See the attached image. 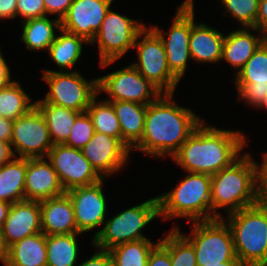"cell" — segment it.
Here are the masks:
<instances>
[{"label": "cell", "mask_w": 267, "mask_h": 266, "mask_svg": "<svg viewBox=\"0 0 267 266\" xmlns=\"http://www.w3.org/2000/svg\"><path fill=\"white\" fill-rule=\"evenodd\" d=\"M162 95L147 105L144 132L135 149L157 156L169 152L173 157L202 122L190 109L169 102L172 93Z\"/></svg>", "instance_id": "6da1fadb"}, {"label": "cell", "mask_w": 267, "mask_h": 266, "mask_svg": "<svg viewBox=\"0 0 267 266\" xmlns=\"http://www.w3.org/2000/svg\"><path fill=\"white\" fill-rule=\"evenodd\" d=\"M257 107H265L267 108V95L264 97V99L258 104Z\"/></svg>", "instance_id": "f907efd6"}, {"label": "cell", "mask_w": 267, "mask_h": 266, "mask_svg": "<svg viewBox=\"0 0 267 266\" xmlns=\"http://www.w3.org/2000/svg\"><path fill=\"white\" fill-rule=\"evenodd\" d=\"M87 113L92 119L95 132L116 137L122 142L120 123L109 100L96 103L95 96L87 108Z\"/></svg>", "instance_id": "d6a6232c"}, {"label": "cell", "mask_w": 267, "mask_h": 266, "mask_svg": "<svg viewBox=\"0 0 267 266\" xmlns=\"http://www.w3.org/2000/svg\"><path fill=\"white\" fill-rule=\"evenodd\" d=\"M158 215V197L131 207L106 221L105 226L94 236L93 244L100 249L109 250L122 243L147 239L140 230Z\"/></svg>", "instance_id": "8992f818"}, {"label": "cell", "mask_w": 267, "mask_h": 266, "mask_svg": "<svg viewBox=\"0 0 267 266\" xmlns=\"http://www.w3.org/2000/svg\"><path fill=\"white\" fill-rule=\"evenodd\" d=\"M147 266H172L169 252L159 242L150 252Z\"/></svg>", "instance_id": "74e56055"}, {"label": "cell", "mask_w": 267, "mask_h": 266, "mask_svg": "<svg viewBox=\"0 0 267 266\" xmlns=\"http://www.w3.org/2000/svg\"><path fill=\"white\" fill-rule=\"evenodd\" d=\"M258 165L249 154L211 176L212 210L230 206L229 213L259 202ZM255 186L257 187L255 189Z\"/></svg>", "instance_id": "3957f363"}, {"label": "cell", "mask_w": 267, "mask_h": 266, "mask_svg": "<svg viewBox=\"0 0 267 266\" xmlns=\"http://www.w3.org/2000/svg\"><path fill=\"white\" fill-rule=\"evenodd\" d=\"M244 145L245 138L239 132L205 127L201 123L173 158L189 173L212 176L236 161Z\"/></svg>", "instance_id": "7a4b0ae2"}, {"label": "cell", "mask_w": 267, "mask_h": 266, "mask_svg": "<svg viewBox=\"0 0 267 266\" xmlns=\"http://www.w3.org/2000/svg\"><path fill=\"white\" fill-rule=\"evenodd\" d=\"M10 145H15L19 158H44L53 147L49 129L39 109L35 106L28 113L13 121ZM45 152V155L43 154Z\"/></svg>", "instance_id": "7c38bea8"}, {"label": "cell", "mask_w": 267, "mask_h": 266, "mask_svg": "<svg viewBox=\"0 0 267 266\" xmlns=\"http://www.w3.org/2000/svg\"><path fill=\"white\" fill-rule=\"evenodd\" d=\"M44 117L49 129L50 137L54 145L64 144L80 112L63 106L47 103L44 100L35 102Z\"/></svg>", "instance_id": "484cf974"}, {"label": "cell", "mask_w": 267, "mask_h": 266, "mask_svg": "<svg viewBox=\"0 0 267 266\" xmlns=\"http://www.w3.org/2000/svg\"><path fill=\"white\" fill-rule=\"evenodd\" d=\"M152 29L160 36L164 44L167 64L171 73L180 80L185 73L187 60L191 58L189 50L190 0H186L179 7L168 40L164 38L158 27Z\"/></svg>", "instance_id": "5bb4252c"}, {"label": "cell", "mask_w": 267, "mask_h": 266, "mask_svg": "<svg viewBox=\"0 0 267 266\" xmlns=\"http://www.w3.org/2000/svg\"><path fill=\"white\" fill-rule=\"evenodd\" d=\"M13 135V120L0 117V140L10 143Z\"/></svg>", "instance_id": "ee69618b"}, {"label": "cell", "mask_w": 267, "mask_h": 266, "mask_svg": "<svg viewBox=\"0 0 267 266\" xmlns=\"http://www.w3.org/2000/svg\"><path fill=\"white\" fill-rule=\"evenodd\" d=\"M1 230L8 247L25 237L42 232L40 202L25 199L12 203Z\"/></svg>", "instance_id": "d6986e66"}, {"label": "cell", "mask_w": 267, "mask_h": 266, "mask_svg": "<svg viewBox=\"0 0 267 266\" xmlns=\"http://www.w3.org/2000/svg\"><path fill=\"white\" fill-rule=\"evenodd\" d=\"M15 156L14 151L11 148L10 143L0 140V165L10 161V158Z\"/></svg>", "instance_id": "bcb514c9"}, {"label": "cell", "mask_w": 267, "mask_h": 266, "mask_svg": "<svg viewBox=\"0 0 267 266\" xmlns=\"http://www.w3.org/2000/svg\"><path fill=\"white\" fill-rule=\"evenodd\" d=\"M265 40V36L256 38L246 29L233 31L224 38L221 60L241 69Z\"/></svg>", "instance_id": "d4e9b609"}, {"label": "cell", "mask_w": 267, "mask_h": 266, "mask_svg": "<svg viewBox=\"0 0 267 266\" xmlns=\"http://www.w3.org/2000/svg\"><path fill=\"white\" fill-rule=\"evenodd\" d=\"M30 98L20 87L13 82L7 88L0 90V117L15 120L28 113L35 103H29Z\"/></svg>", "instance_id": "1f68e13d"}, {"label": "cell", "mask_w": 267, "mask_h": 266, "mask_svg": "<svg viewBox=\"0 0 267 266\" xmlns=\"http://www.w3.org/2000/svg\"><path fill=\"white\" fill-rule=\"evenodd\" d=\"M97 79L98 93L104 90L112 98L110 101H129L148 105L155 100L148 99L150 95L157 98L162 94L133 65Z\"/></svg>", "instance_id": "4fadbf2b"}, {"label": "cell", "mask_w": 267, "mask_h": 266, "mask_svg": "<svg viewBox=\"0 0 267 266\" xmlns=\"http://www.w3.org/2000/svg\"><path fill=\"white\" fill-rule=\"evenodd\" d=\"M42 232L46 235L80 233L78 231L72 201L64 194L40 201Z\"/></svg>", "instance_id": "44dd1931"}, {"label": "cell", "mask_w": 267, "mask_h": 266, "mask_svg": "<svg viewBox=\"0 0 267 266\" xmlns=\"http://www.w3.org/2000/svg\"><path fill=\"white\" fill-rule=\"evenodd\" d=\"M79 233L46 235L47 266H73L77 260Z\"/></svg>", "instance_id": "f1b7e54d"}, {"label": "cell", "mask_w": 267, "mask_h": 266, "mask_svg": "<svg viewBox=\"0 0 267 266\" xmlns=\"http://www.w3.org/2000/svg\"><path fill=\"white\" fill-rule=\"evenodd\" d=\"M192 237L184 236L194 247L197 266H214L233 260V236L223 218L194 222Z\"/></svg>", "instance_id": "52a82bcc"}, {"label": "cell", "mask_w": 267, "mask_h": 266, "mask_svg": "<svg viewBox=\"0 0 267 266\" xmlns=\"http://www.w3.org/2000/svg\"><path fill=\"white\" fill-rule=\"evenodd\" d=\"M144 28L141 23L109 9L102 21L100 30L90 42L94 43L98 40L101 66L105 67L113 63L129 48L134 47L137 36Z\"/></svg>", "instance_id": "30bf717a"}, {"label": "cell", "mask_w": 267, "mask_h": 266, "mask_svg": "<svg viewBox=\"0 0 267 266\" xmlns=\"http://www.w3.org/2000/svg\"><path fill=\"white\" fill-rule=\"evenodd\" d=\"M159 243L169 252L172 266H197L193 245L177 228Z\"/></svg>", "instance_id": "836d02e7"}, {"label": "cell", "mask_w": 267, "mask_h": 266, "mask_svg": "<svg viewBox=\"0 0 267 266\" xmlns=\"http://www.w3.org/2000/svg\"><path fill=\"white\" fill-rule=\"evenodd\" d=\"M26 158L0 165V200L15 203L25 200Z\"/></svg>", "instance_id": "4316f807"}, {"label": "cell", "mask_w": 267, "mask_h": 266, "mask_svg": "<svg viewBox=\"0 0 267 266\" xmlns=\"http://www.w3.org/2000/svg\"><path fill=\"white\" fill-rule=\"evenodd\" d=\"M214 266H245L237 257L231 261L220 263L219 265Z\"/></svg>", "instance_id": "681fc988"}, {"label": "cell", "mask_w": 267, "mask_h": 266, "mask_svg": "<svg viewBox=\"0 0 267 266\" xmlns=\"http://www.w3.org/2000/svg\"><path fill=\"white\" fill-rule=\"evenodd\" d=\"M255 30L263 31L267 39V0H259Z\"/></svg>", "instance_id": "b9f144b4"}, {"label": "cell", "mask_w": 267, "mask_h": 266, "mask_svg": "<svg viewBox=\"0 0 267 266\" xmlns=\"http://www.w3.org/2000/svg\"><path fill=\"white\" fill-rule=\"evenodd\" d=\"M94 126L90 115L86 112L80 113L75 121L70 135L64 145L75 149H82L94 134Z\"/></svg>", "instance_id": "d590c367"}, {"label": "cell", "mask_w": 267, "mask_h": 266, "mask_svg": "<svg viewBox=\"0 0 267 266\" xmlns=\"http://www.w3.org/2000/svg\"><path fill=\"white\" fill-rule=\"evenodd\" d=\"M23 35L22 39L30 50L49 49L56 39L54 27L61 30V20H49L46 16L33 18L22 22Z\"/></svg>", "instance_id": "83f0119b"}, {"label": "cell", "mask_w": 267, "mask_h": 266, "mask_svg": "<svg viewBox=\"0 0 267 266\" xmlns=\"http://www.w3.org/2000/svg\"><path fill=\"white\" fill-rule=\"evenodd\" d=\"M110 102L120 123L122 143L131 150L142 138L147 105L129 101Z\"/></svg>", "instance_id": "603a6c76"}, {"label": "cell", "mask_w": 267, "mask_h": 266, "mask_svg": "<svg viewBox=\"0 0 267 266\" xmlns=\"http://www.w3.org/2000/svg\"><path fill=\"white\" fill-rule=\"evenodd\" d=\"M5 266H47L46 234L39 232L9 246Z\"/></svg>", "instance_id": "cb8c5ba5"}, {"label": "cell", "mask_w": 267, "mask_h": 266, "mask_svg": "<svg viewBox=\"0 0 267 266\" xmlns=\"http://www.w3.org/2000/svg\"><path fill=\"white\" fill-rule=\"evenodd\" d=\"M17 0H0V18L16 17Z\"/></svg>", "instance_id": "7bdbcfd3"}, {"label": "cell", "mask_w": 267, "mask_h": 266, "mask_svg": "<svg viewBox=\"0 0 267 266\" xmlns=\"http://www.w3.org/2000/svg\"><path fill=\"white\" fill-rule=\"evenodd\" d=\"M153 245L148 239L130 241L109 249L114 266H147Z\"/></svg>", "instance_id": "4dcf8cb0"}, {"label": "cell", "mask_w": 267, "mask_h": 266, "mask_svg": "<svg viewBox=\"0 0 267 266\" xmlns=\"http://www.w3.org/2000/svg\"><path fill=\"white\" fill-rule=\"evenodd\" d=\"M225 36L204 24L194 23L193 1L190 0L189 50L192 59L199 62H218L222 58Z\"/></svg>", "instance_id": "7402d4cb"}, {"label": "cell", "mask_w": 267, "mask_h": 266, "mask_svg": "<svg viewBox=\"0 0 267 266\" xmlns=\"http://www.w3.org/2000/svg\"><path fill=\"white\" fill-rule=\"evenodd\" d=\"M102 183L103 179L95 184L66 192L72 201L75 222L80 233L104 223L106 200L101 188Z\"/></svg>", "instance_id": "2e32d148"}, {"label": "cell", "mask_w": 267, "mask_h": 266, "mask_svg": "<svg viewBox=\"0 0 267 266\" xmlns=\"http://www.w3.org/2000/svg\"><path fill=\"white\" fill-rule=\"evenodd\" d=\"M14 81H10V72L5 60L0 54V90L7 88Z\"/></svg>", "instance_id": "f6af8a7d"}, {"label": "cell", "mask_w": 267, "mask_h": 266, "mask_svg": "<svg viewBox=\"0 0 267 266\" xmlns=\"http://www.w3.org/2000/svg\"><path fill=\"white\" fill-rule=\"evenodd\" d=\"M44 80L50 85L45 102L86 112L92 99L98 93V79L87 82L77 72L45 70Z\"/></svg>", "instance_id": "9c48e42d"}, {"label": "cell", "mask_w": 267, "mask_h": 266, "mask_svg": "<svg viewBox=\"0 0 267 266\" xmlns=\"http://www.w3.org/2000/svg\"><path fill=\"white\" fill-rule=\"evenodd\" d=\"M65 192L82 186H89L102 180L80 149L56 144L48 156Z\"/></svg>", "instance_id": "8fae6325"}, {"label": "cell", "mask_w": 267, "mask_h": 266, "mask_svg": "<svg viewBox=\"0 0 267 266\" xmlns=\"http://www.w3.org/2000/svg\"><path fill=\"white\" fill-rule=\"evenodd\" d=\"M8 258V246L5 244L2 230L0 229V260L6 264Z\"/></svg>", "instance_id": "c3c4849f"}, {"label": "cell", "mask_w": 267, "mask_h": 266, "mask_svg": "<svg viewBox=\"0 0 267 266\" xmlns=\"http://www.w3.org/2000/svg\"><path fill=\"white\" fill-rule=\"evenodd\" d=\"M46 13L59 15V20H62L69 11L73 0H43Z\"/></svg>", "instance_id": "f35d334b"}, {"label": "cell", "mask_w": 267, "mask_h": 266, "mask_svg": "<svg viewBox=\"0 0 267 266\" xmlns=\"http://www.w3.org/2000/svg\"><path fill=\"white\" fill-rule=\"evenodd\" d=\"M263 161L261 168H258L259 203L267 207V154H265Z\"/></svg>", "instance_id": "ab89813d"}, {"label": "cell", "mask_w": 267, "mask_h": 266, "mask_svg": "<svg viewBox=\"0 0 267 266\" xmlns=\"http://www.w3.org/2000/svg\"><path fill=\"white\" fill-rule=\"evenodd\" d=\"M11 203L0 200V229L3 228Z\"/></svg>", "instance_id": "7dc6e473"}, {"label": "cell", "mask_w": 267, "mask_h": 266, "mask_svg": "<svg viewBox=\"0 0 267 266\" xmlns=\"http://www.w3.org/2000/svg\"><path fill=\"white\" fill-rule=\"evenodd\" d=\"M236 77L241 98L257 107L267 95V39L239 70Z\"/></svg>", "instance_id": "ac0fdd59"}, {"label": "cell", "mask_w": 267, "mask_h": 266, "mask_svg": "<svg viewBox=\"0 0 267 266\" xmlns=\"http://www.w3.org/2000/svg\"><path fill=\"white\" fill-rule=\"evenodd\" d=\"M228 214L236 257L245 266H267V207L258 202Z\"/></svg>", "instance_id": "277c9868"}, {"label": "cell", "mask_w": 267, "mask_h": 266, "mask_svg": "<svg viewBox=\"0 0 267 266\" xmlns=\"http://www.w3.org/2000/svg\"><path fill=\"white\" fill-rule=\"evenodd\" d=\"M140 43H137L139 37L143 34ZM137 47L139 63L133 64L137 71L147 79L156 89L163 93H172L179 80L171 73L166 58L164 44L160 36L150 29L147 32L145 27L137 36L134 48Z\"/></svg>", "instance_id": "ba28073f"}, {"label": "cell", "mask_w": 267, "mask_h": 266, "mask_svg": "<svg viewBox=\"0 0 267 266\" xmlns=\"http://www.w3.org/2000/svg\"><path fill=\"white\" fill-rule=\"evenodd\" d=\"M79 266H114L109 250L101 249L94 254L89 260L79 264Z\"/></svg>", "instance_id": "60d3db41"}, {"label": "cell", "mask_w": 267, "mask_h": 266, "mask_svg": "<svg viewBox=\"0 0 267 266\" xmlns=\"http://www.w3.org/2000/svg\"><path fill=\"white\" fill-rule=\"evenodd\" d=\"M63 35L56 37L48 49L51 58L61 68L72 67L82 52V42H88L84 37L72 34L63 29Z\"/></svg>", "instance_id": "f546056e"}, {"label": "cell", "mask_w": 267, "mask_h": 266, "mask_svg": "<svg viewBox=\"0 0 267 266\" xmlns=\"http://www.w3.org/2000/svg\"><path fill=\"white\" fill-rule=\"evenodd\" d=\"M56 171L43 158H26L25 199L43 201L64 194Z\"/></svg>", "instance_id": "ffe728a7"}, {"label": "cell", "mask_w": 267, "mask_h": 266, "mask_svg": "<svg viewBox=\"0 0 267 266\" xmlns=\"http://www.w3.org/2000/svg\"><path fill=\"white\" fill-rule=\"evenodd\" d=\"M160 215L164 219L171 217H188L192 221L213 220L221 215L205 212L212 210L211 203V175L190 173L176 189L158 197Z\"/></svg>", "instance_id": "5b68a950"}, {"label": "cell", "mask_w": 267, "mask_h": 266, "mask_svg": "<svg viewBox=\"0 0 267 266\" xmlns=\"http://www.w3.org/2000/svg\"><path fill=\"white\" fill-rule=\"evenodd\" d=\"M227 11L246 28L256 29L259 0H221Z\"/></svg>", "instance_id": "e575fe53"}, {"label": "cell", "mask_w": 267, "mask_h": 266, "mask_svg": "<svg viewBox=\"0 0 267 266\" xmlns=\"http://www.w3.org/2000/svg\"><path fill=\"white\" fill-rule=\"evenodd\" d=\"M91 166L100 175L119 170L127 160L130 151L118 138L94 132L91 140L80 149Z\"/></svg>", "instance_id": "e0dca14e"}, {"label": "cell", "mask_w": 267, "mask_h": 266, "mask_svg": "<svg viewBox=\"0 0 267 266\" xmlns=\"http://www.w3.org/2000/svg\"><path fill=\"white\" fill-rule=\"evenodd\" d=\"M113 0H73L61 29L84 37L89 43L100 30Z\"/></svg>", "instance_id": "9a60e30c"}, {"label": "cell", "mask_w": 267, "mask_h": 266, "mask_svg": "<svg viewBox=\"0 0 267 266\" xmlns=\"http://www.w3.org/2000/svg\"><path fill=\"white\" fill-rule=\"evenodd\" d=\"M20 14L26 20L45 17L43 0H17L16 15Z\"/></svg>", "instance_id": "8d00e7d4"}]
</instances>
